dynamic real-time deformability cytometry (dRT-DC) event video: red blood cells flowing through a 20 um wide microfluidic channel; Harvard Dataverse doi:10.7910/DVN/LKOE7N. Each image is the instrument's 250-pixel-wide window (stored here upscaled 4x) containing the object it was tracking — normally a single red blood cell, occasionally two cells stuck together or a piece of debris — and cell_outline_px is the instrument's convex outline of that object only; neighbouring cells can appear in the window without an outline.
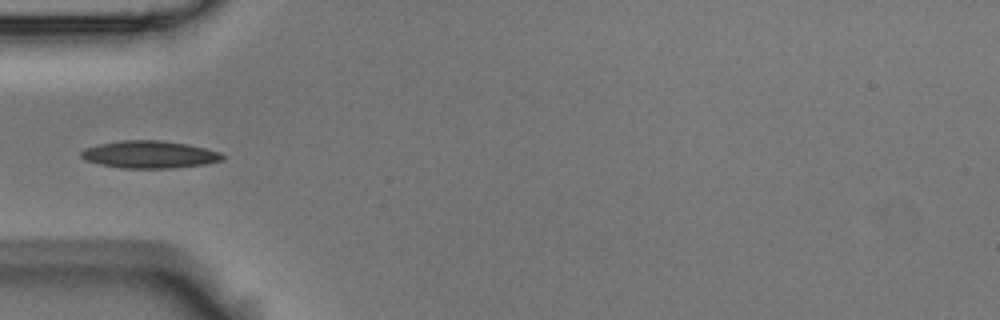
{"species": "Egyptian fruit bat (a non-hibernating species)", "species_latin": "Rousettus aegyptiacus", "temperature_condition": "room temperature", "stored_images_in_passage": 6, "camera_frame_rate_fps": 3000, "um_per_image_px": 0.085, "animal": {"sex": "male"}, "frame": {"image": 1, "passage_image": 4, "time_ms": 1.0, "image_size_px": [1000, 320], "cell_outline_px": [[224, 160], [204, 164], [172, 168], [120, 168], [100, 164], [84, 160], [80, 156], [80, 152], [84, 148], [100, 144], [120, 140], [160, 140], [188, 144], [220, 152], [224, 156]], "centroid_in_image_um": [12.68, 13.13], "position_along_channel_um": 72.3, "area_um2": 22.6}}
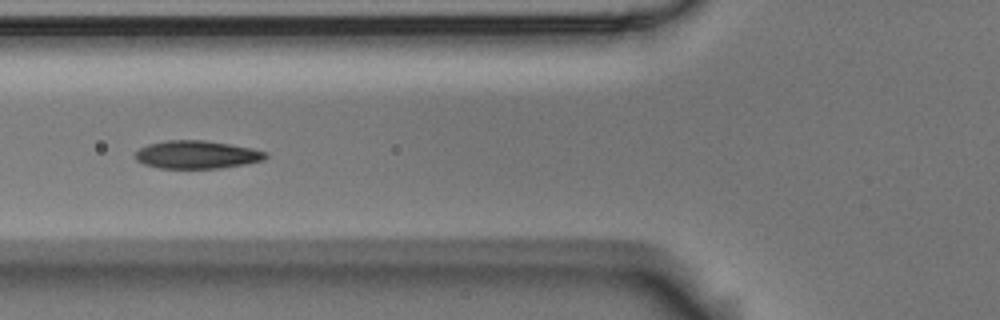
{"frame": {"image": 2, "passage_image": 5, "time_ms": 1.333, "image_size_px": [1000, 320], "cell_outline_px": [[268, 156], [264, 160], [244, 164], [220, 168], [160, 168], [144, 164], [136, 160], [136, 152], [140, 148], [148, 144], [168, 140], [204, 140], [252, 148], [268, 152]], "centroid_in_image_um": [16.75, 13.14], "position_along_channel_um": 109.1, "area_um2": 21.15}}
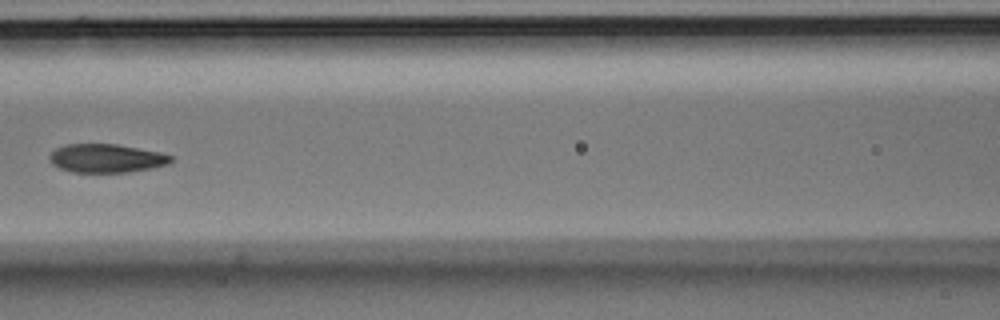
{"frame": {"image": 3, "passage_image": 6, "time_ms": 1.667, "image_size_px": [1000, 320], "cell_outline_px": [[172, 160], [168, 164], [152, 168], [124, 172], [72, 172], [60, 168], [52, 164], [48, 156], [56, 148], [64, 144], [116, 144], [160, 152], [172, 156]], "centroid_in_image_um": [9.02, 13.45], "position_along_channel_um": 157.6, "area_um2": 20.11}}